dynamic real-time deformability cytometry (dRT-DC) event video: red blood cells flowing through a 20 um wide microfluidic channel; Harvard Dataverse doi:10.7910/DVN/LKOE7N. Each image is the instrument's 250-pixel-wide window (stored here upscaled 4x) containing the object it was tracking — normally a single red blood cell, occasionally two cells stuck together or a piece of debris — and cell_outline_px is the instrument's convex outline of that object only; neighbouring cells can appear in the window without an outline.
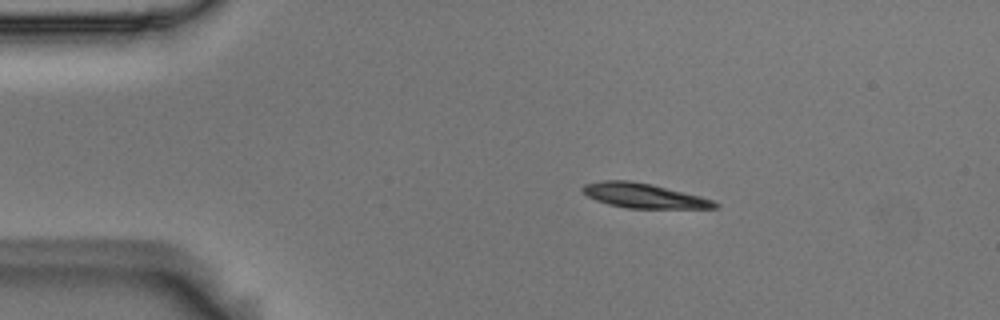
{"species": "Egyptian fruit bat (a non-hibernating species)", "species_latin": "Rousettus aegyptiacus", "temperature_condition": "room temperature", "stored_images_in_passage": 46, "camera_frame_rate_fps": 3000, "um_per_image_px": 0.085, "animal": {"sex": "male"}, "frame": {"image": 1, "passage_image": 1, "time_ms": 0.0, "image_size_px": [1000, 320], "cell_outline_px": [[720, 208], [628, 208], [608, 204], [596, 200], [588, 196], [580, 188], [584, 184], [604, 180], [628, 180], [652, 184], [700, 196], [712, 200], [720, 204]], "centroid_in_image_um": [54.72, 16.63], "position_along_channel_um": 30.3, "area_um2": 18.9}}
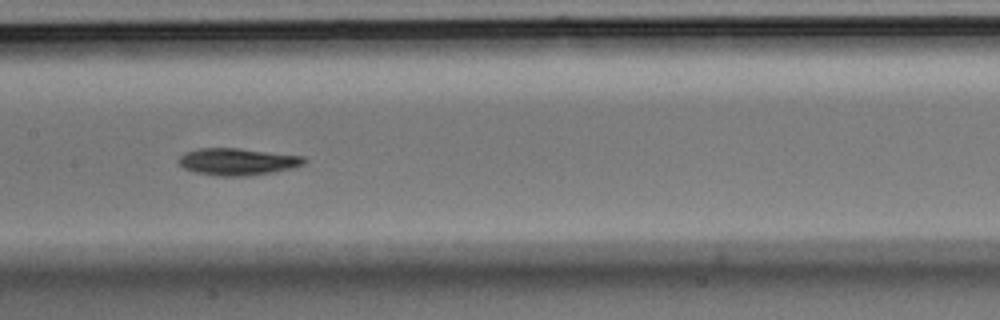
{"frame": {"image": 2, "passage_image": 18, "time_ms": 5.667, "image_size_px": [1000, 320], "cell_outline_px": [[308, 160], [304, 164], [292, 168], [272, 172], [248, 176], [216, 176], [196, 172], [184, 168], [176, 160], [184, 152], [200, 148], [240, 148], [304, 156]], "centroid_in_image_um": [20.19, 13.74], "position_along_channel_um": 187.2, "area_um2": 19.88}}
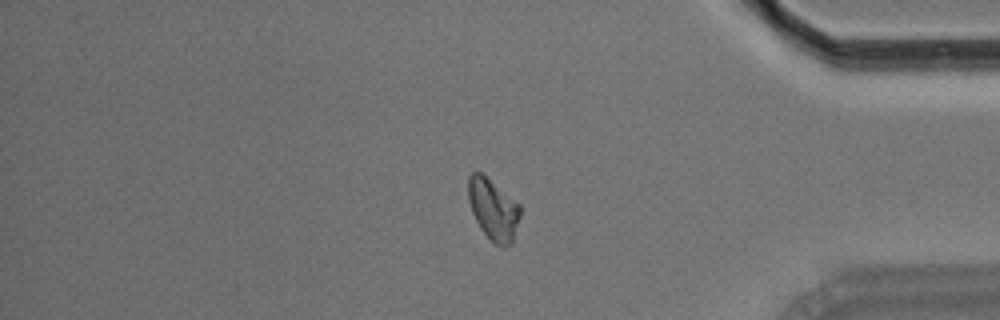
{"frame": {"image": 3, "passage_image": 37, "time_ms": 12.0, "image_size_px": [1000, 320], "cell_outline_px": [[520, 216], [512, 244], [504, 248], [496, 244], [480, 228], [472, 212], [468, 200], [468, 176], [472, 172], [480, 172], [520, 204]], "centroid_in_image_um": [41.93, 17.8], "position_along_channel_um": 393.3, "area_um2": 18.38}, "authors_computed_cell_mechanics": {"area_um2": 19.1029, "velocity_mm_per_s": 3.6562, "shape_relaxation_time_tau1_ms": 2.4674, "shape_relaxation_time_tau2_ms": 6.1812, "deformation_change_tau1": 0.1515, "deformation_change_tau2": 0.1151}}